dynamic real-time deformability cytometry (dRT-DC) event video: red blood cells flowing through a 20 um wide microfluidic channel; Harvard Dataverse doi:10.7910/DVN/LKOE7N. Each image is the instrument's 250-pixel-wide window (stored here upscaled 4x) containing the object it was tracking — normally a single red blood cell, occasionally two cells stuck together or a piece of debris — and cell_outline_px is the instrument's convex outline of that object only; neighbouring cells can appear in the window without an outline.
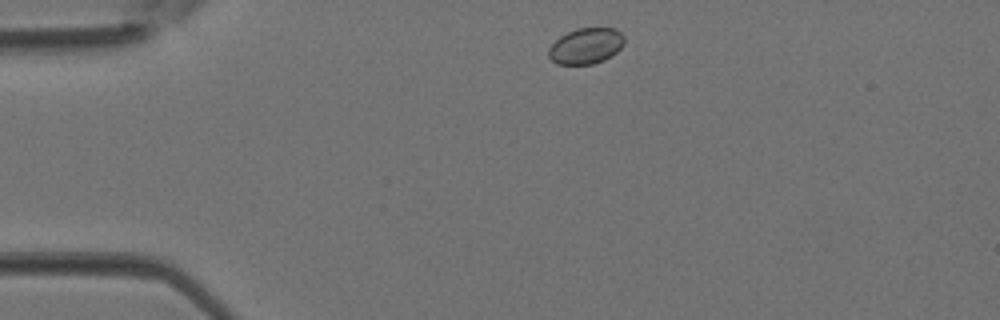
{"species": "Egyptian fruit bat (a non-hibernating species)", "species_latin": "Rousettus aegyptiacus", "temperature_condition": "room temperature", "stored_images_in_passage": 1, "camera_frame_rate_fps": 3000, "um_per_image_px": 0.085, "animal": {"sex": "female"}, "frame": {"image": 1, "passage_image": 1, "time_ms": 0.0, "image_size_px": [1000, 320], "cell_outline_px": [[624, 44], [612, 56], [604, 60], [592, 64], [556, 64], [548, 56], [548, 48], [560, 36], [576, 28], [616, 28], [624, 36]], "centroid_in_image_um": [49.81, 3.9], "position_along_channel_um": 35.2, "area_um2": 15.9}}